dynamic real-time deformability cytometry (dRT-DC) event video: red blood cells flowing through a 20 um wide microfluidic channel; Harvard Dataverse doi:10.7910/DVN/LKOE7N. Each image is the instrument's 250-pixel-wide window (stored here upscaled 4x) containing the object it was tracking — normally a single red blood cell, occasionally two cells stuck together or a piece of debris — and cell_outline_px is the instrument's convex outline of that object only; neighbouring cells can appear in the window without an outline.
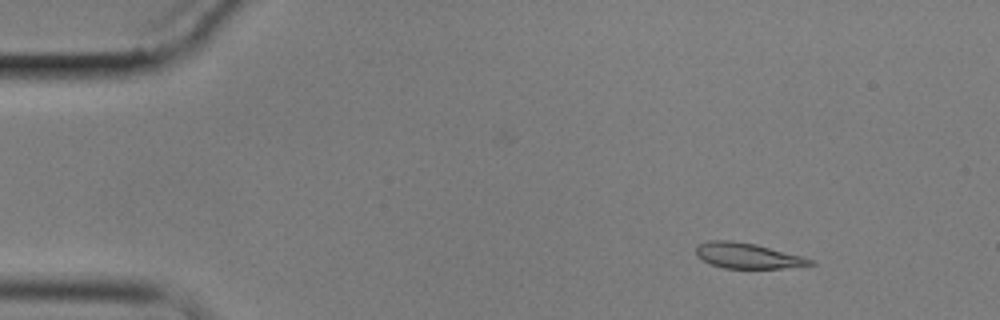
{"species": "common noctule bat (a hibernating species)", "species_latin": "Nyctalus noctula", "temperature_condition": "cold", "stored_images_in_passage": 6, "camera_frame_rate_fps": 3000, "um_per_image_px": 0.085, "animal": {"sex": "male", "body_mass_g": 17.9}, "frame": {"image": 1, "passage_image": 2, "time_ms": 1.0, "image_size_px": [1000, 320], "cell_outline_px": [[816, 264], [780, 268], [724, 268], [712, 264], [696, 256], [696, 244], [708, 240], [728, 240], [756, 244], [804, 256], [812, 260]], "centroid_in_image_um": [63.53, 21.72], "position_along_channel_um": 21.5, "area_um2": 16.94}}
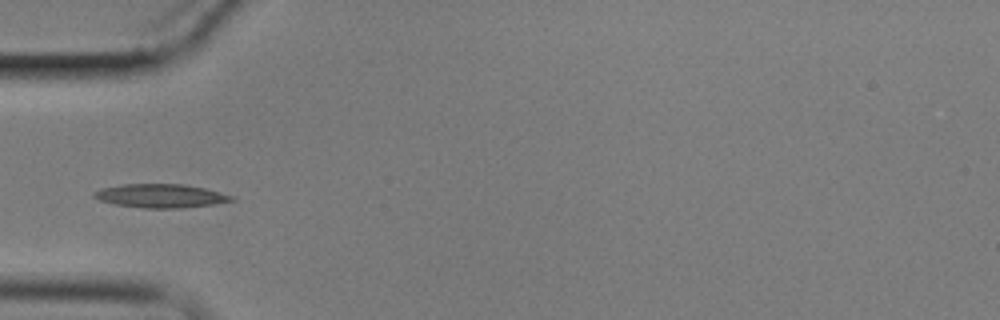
{"frame": {"image": 2, "passage_image": 5, "time_ms": 4.667, "image_size_px": [1000, 320], "cell_outline_px": [[236, 200], [212, 204], [184, 208], [144, 208], [116, 204], [100, 200], [92, 196], [92, 192], [104, 188], [124, 184], [184, 184], [204, 188], [236, 196]], "centroid_in_image_um": [13.7, 16.65], "position_along_channel_um": 71.3, "area_um2": 18.9}}